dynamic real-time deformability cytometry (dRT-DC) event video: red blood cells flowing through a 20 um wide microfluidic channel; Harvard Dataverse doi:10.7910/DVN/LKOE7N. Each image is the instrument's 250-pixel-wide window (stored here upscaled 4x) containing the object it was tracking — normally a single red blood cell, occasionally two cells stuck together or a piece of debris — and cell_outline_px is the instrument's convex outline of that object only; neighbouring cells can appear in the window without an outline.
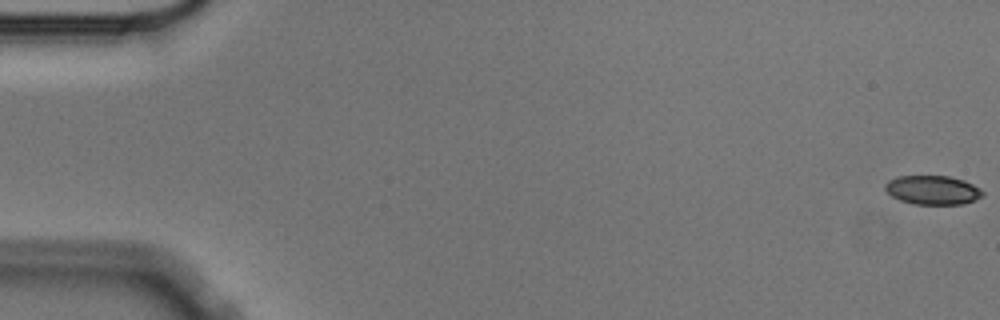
{"species": "Egyptian fruit bat (a non-hibernating species)", "species_latin": "Rousettus aegyptiacus", "temperature_condition": "cold", "stored_images_in_passage": 57, "camera_frame_rate_fps": 3000, "um_per_image_px": 0.085, "animal": {"sex": "male"}, "frame": {"image": 1, "passage_image": 1, "time_ms": 0.0, "image_size_px": [1000, 320], "cell_outline_px": [[984, 192], [980, 196], [964, 204], [912, 204], [900, 200], [892, 196], [884, 188], [884, 184], [888, 180], [896, 176], [948, 176], [964, 180], [980, 188]], "centroid_in_image_um": [79.23, 16.14], "position_along_channel_um": 5.8, "area_um2": 16.42}}
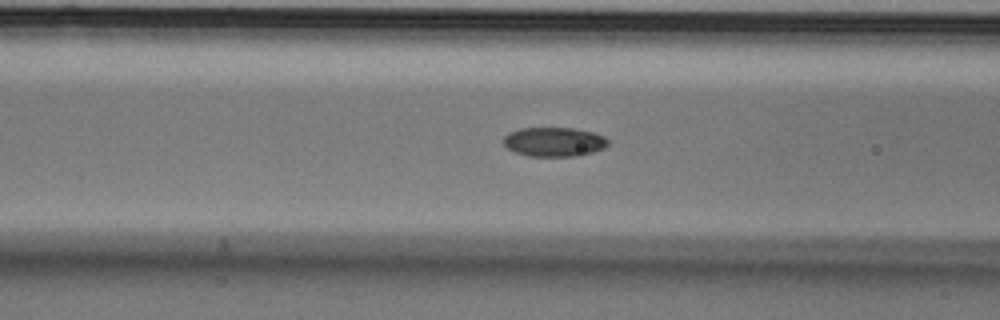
{"frame": {"image": 2, "passage_image": 23, "time_ms": 7.333, "image_size_px": [1000, 320], "cell_outline_px": [[608, 144], [604, 148], [592, 152], [576, 156], [528, 156], [516, 152], [508, 148], [504, 144], [504, 136], [508, 132], [520, 128], [576, 128], [592, 132], [604, 136], [608, 140]], "centroid_in_image_um": [47.09, 12.05], "position_along_channel_um": 119.5, "area_um2": 17.8}}
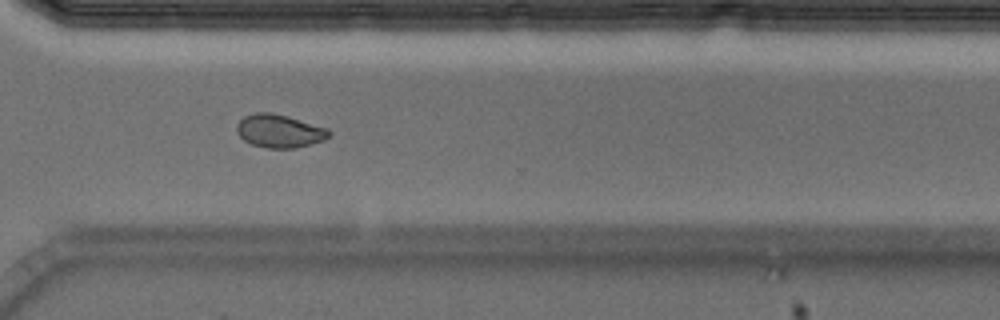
{"frame": {"image": 3, "passage_image": 42, "time_ms": 13.667, "image_size_px": [1000, 320], "cell_outline_px": [[332, 132], [324, 140], [312, 144], [296, 148], [268, 148], [252, 144], [244, 140], [236, 132], [236, 124], [244, 116], [252, 112], [272, 112], [288, 116], [328, 128]], "centroid_in_image_um": [23.74, 11.12], "position_along_channel_um": 346.9, "area_um2": 18.03}, "authors_computed_cell_mechanics": {"area_um2": 17.8602, "velocity_mm_per_s": 3.5931, "shape_relaxation_time_tau1_ms": null, "shape_relaxation_time_tau2_ms": 2.1096, "deformation_change_tau1": null, "deformation_change_tau2": 0.0521}}